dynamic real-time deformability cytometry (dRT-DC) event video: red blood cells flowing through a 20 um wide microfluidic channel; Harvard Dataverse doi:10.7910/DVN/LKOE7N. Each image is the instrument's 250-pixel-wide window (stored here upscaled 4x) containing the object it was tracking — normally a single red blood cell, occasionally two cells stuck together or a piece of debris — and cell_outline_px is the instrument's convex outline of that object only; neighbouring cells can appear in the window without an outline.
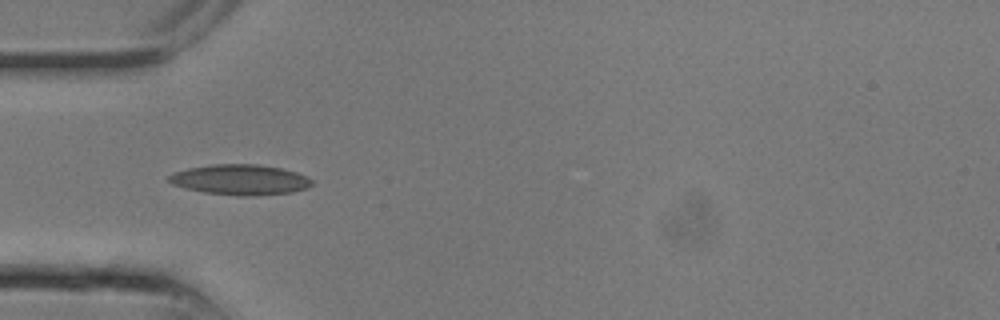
{"species": "common noctule bat (a hibernating species)", "species_latin": "Nyctalus noctula", "temperature_condition": "room temperature", "stored_images_in_passage": 9, "camera_frame_rate_fps": 3000, "um_per_image_px": 0.085, "animal": {"sex": "male", "body_mass_g": 13.3}, "frame": {"image": 1, "passage_image": 8, "time_ms": 2.333, "image_size_px": [1000, 320], "cell_outline_px": [[312, 184], [308, 188], [292, 192], [252, 196], [240, 196], [204, 192], [172, 184], [168, 180], [168, 176], [172, 172], [188, 168], [212, 164], [260, 164], [280, 168], [296, 172], [312, 180]], "centroid_in_image_um": [20.4, 15.27], "position_along_channel_um": 64.6, "area_um2": 25.26}}